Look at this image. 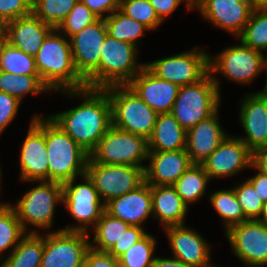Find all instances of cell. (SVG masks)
<instances>
[{
	"label": "cell",
	"mask_w": 267,
	"mask_h": 267,
	"mask_svg": "<svg viewBox=\"0 0 267 267\" xmlns=\"http://www.w3.org/2000/svg\"><path fill=\"white\" fill-rule=\"evenodd\" d=\"M85 100L76 108L50 116L59 127L89 154L112 125L111 103L102 88L65 90Z\"/></svg>",
	"instance_id": "6da1fadb"
},
{
	"label": "cell",
	"mask_w": 267,
	"mask_h": 267,
	"mask_svg": "<svg viewBox=\"0 0 267 267\" xmlns=\"http://www.w3.org/2000/svg\"><path fill=\"white\" fill-rule=\"evenodd\" d=\"M44 134L48 159V181L64 184L83 176L90 154L66 134L50 117L31 120Z\"/></svg>",
	"instance_id": "7a4b0ae2"
},
{
	"label": "cell",
	"mask_w": 267,
	"mask_h": 267,
	"mask_svg": "<svg viewBox=\"0 0 267 267\" xmlns=\"http://www.w3.org/2000/svg\"><path fill=\"white\" fill-rule=\"evenodd\" d=\"M56 32L57 29L49 32L35 56L41 81L49 91L60 88L62 91L78 90L87 87L85 80L75 68L70 41L61 36V32Z\"/></svg>",
	"instance_id": "3957f363"
},
{
	"label": "cell",
	"mask_w": 267,
	"mask_h": 267,
	"mask_svg": "<svg viewBox=\"0 0 267 267\" xmlns=\"http://www.w3.org/2000/svg\"><path fill=\"white\" fill-rule=\"evenodd\" d=\"M219 82L209 72L198 82L180 86L171 114L188 131L218 111Z\"/></svg>",
	"instance_id": "277c9868"
},
{
	"label": "cell",
	"mask_w": 267,
	"mask_h": 267,
	"mask_svg": "<svg viewBox=\"0 0 267 267\" xmlns=\"http://www.w3.org/2000/svg\"><path fill=\"white\" fill-rule=\"evenodd\" d=\"M104 89L111 103L112 125L148 140L158 114L128 84Z\"/></svg>",
	"instance_id": "5b68a950"
},
{
	"label": "cell",
	"mask_w": 267,
	"mask_h": 267,
	"mask_svg": "<svg viewBox=\"0 0 267 267\" xmlns=\"http://www.w3.org/2000/svg\"><path fill=\"white\" fill-rule=\"evenodd\" d=\"M148 152V140L145 137L111 125L90 153V158L100 164L145 167L141 162L148 158Z\"/></svg>",
	"instance_id": "8992f818"
},
{
	"label": "cell",
	"mask_w": 267,
	"mask_h": 267,
	"mask_svg": "<svg viewBox=\"0 0 267 267\" xmlns=\"http://www.w3.org/2000/svg\"><path fill=\"white\" fill-rule=\"evenodd\" d=\"M107 35L105 19L98 18L69 38L75 68L89 88H99V61Z\"/></svg>",
	"instance_id": "52a82bcc"
},
{
	"label": "cell",
	"mask_w": 267,
	"mask_h": 267,
	"mask_svg": "<svg viewBox=\"0 0 267 267\" xmlns=\"http://www.w3.org/2000/svg\"><path fill=\"white\" fill-rule=\"evenodd\" d=\"M136 46L107 35L99 61V88L127 85L144 67L136 64Z\"/></svg>",
	"instance_id": "ba28073f"
},
{
	"label": "cell",
	"mask_w": 267,
	"mask_h": 267,
	"mask_svg": "<svg viewBox=\"0 0 267 267\" xmlns=\"http://www.w3.org/2000/svg\"><path fill=\"white\" fill-rule=\"evenodd\" d=\"M144 168L132 165L100 164L89 157L85 174L106 204L111 199L142 185L145 182Z\"/></svg>",
	"instance_id": "9c48e42d"
},
{
	"label": "cell",
	"mask_w": 267,
	"mask_h": 267,
	"mask_svg": "<svg viewBox=\"0 0 267 267\" xmlns=\"http://www.w3.org/2000/svg\"><path fill=\"white\" fill-rule=\"evenodd\" d=\"M40 182V185L24 194L16 206L12 205L25 232L26 223L35 227L50 228L53 223L55 204L63 202L61 183Z\"/></svg>",
	"instance_id": "30bf717a"
},
{
	"label": "cell",
	"mask_w": 267,
	"mask_h": 267,
	"mask_svg": "<svg viewBox=\"0 0 267 267\" xmlns=\"http://www.w3.org/2000/svg\"><path fill=\"white\" fill-rule=\"evenodd\" d=\"M86 232L58 230L44 236L41 267H82L90 249Z\"/></svg>",
	"instance_id": "8fae6325"
},
{
	"label": "cell",
	"mask_w": 267,
	"mask_h": 267,
	"mask_svg": "<svg viewBox=\"0 0 267 267\" xmlns=\"http://www.w3.org/2000/svg\"><path fill=\"white\" fill-rule=\"evenodd\" d=\"M197 50L193 48L191 51L146 63L145 66L160 79L179 86L193 84L209 72V55Z\"/></svg>",
	"instance_id": "7c38bea8"
},
{
	"label": "cell",
	"mask_w": 267,
	"mask_h": 267,
	"mask_svg": "<svg viewBox=\"0 0 267 267\" xmlns=\"http://www.w3.org/2000/svg\"><path fill=\"white\" fill-rule=\"evenodd\" d=\"M82 177L85 183L74 185L75 179H72L62 184L65 208L81 226H71L70 228L67 226L62 230L88 233L86 226L91 223L95 226L105 211V204L101 203V198L92 181L86 174Z\"/></svg>",
	"instance_id": "4fadbf2b"
},
{
	"label": "cell",
	"mask_w": 267,
	"mask_h": 267,
	"mask_svg": "<svg viewBox=\"0 0 267 267\" xmlns=\"http://www.w3.org/2000/svg\"><path fill=\"white\" fill-rule=\"evenodd\" d=\"M263 56L262 52L241 42L226 48L216 58L209 56V73L219 71L232 81L249 83L263 70Z\"/></svg>",
	"instance_id": "5bb4252c"
},
{
	"label": "cell",
	"mask_w": 267,
	"mask_h": 267,
	"mask_svg": "<svg viewBox=\"0 0 267 267\" xmlns=\"http://www.w3.org/2000/svg\"><path fill=\"white\" fill-rule=\"evenodd\" d=\"M226 236L235 254L251 267L267 264V224L248 220L230 227Z\"/></svg>",
	"instance_id": "9a60e30c"
},
{
	"label": "cell",
	"mask_w": 267,
	"mask_h": 267,
	"mask_svg": "<svg viewBox=\"0 0 267 267\" xmlns=\"http://www.w3.org/2000/svg\"><path fill=\"white\" fill-rule=\"evenodd\" d=\"M253 164V153L239 138L227 136L218 148L202 163L210 180L232 176Z\"/></svg>",
	"instance_id": "2e32d148"
},
{
	"label": "cell",
	"mask_w": 267,
	"mask_h": 267,
	"mask_svg": "<svg viewBox=\"0 0 267 267\" xmlns=\"http://www.w3.org/2000/svg\"><path fill=\"white\" fill-rule=\"evenodd\" d=\"M196 7L215 26L239 36L253 12L249 0H199Z\"/></svg>",
	"instance_id": "e0dca14e"
},
{
	"label": "cell",
	"mask_w": 267,
	"mask_h": 267,
	"mask_svg": "<svg viewBox=\"0 0 267 267\" xmlns=\"http://www.w3.org/2000/svg\"><path fill=\"white\" fill-rule=\"evenodd\" d=\"M157 114L171 113L180 86L154 75L146 66L128 83Z\"/></svg>",
	"instance_id": "ac0fdd59"
},
{
	"label": "cell",
	"mask_w": 267,
	"mask_h": 267,
	"mask_svg": "<svg viewBox=\"0 0 267 267\" xmlns=\"http://www.w3.org/2000/svg\"><path fill=\"white\" fill-rule=\"evenodd\" d=\"M240 121L247 137H239L254 154L267 148V92L245 96L240 110Z\"/></svg>",
	"instance_id": "d6986e66"
},
{
	"label": "cell",
	"mask_w": 267,
	"mask_h": 267,
	"mask_svg": "<svg viewBox=\"0 0 267 267\" xmlns=\"http://www.w3.org/2000/svg\"><path fill=\"white\" fill-rule=\"evenodd\" d=\"M150 164L145 166V182L149 185H174L179 177L193 165L185 149L149 151Z\"/></svg>",
	"instance_id": "ffe728a7"
},
{
	"label": "cell",
	"mask_w": 267,
	"mask_h": 267,
	"mask_svg": "<svg viewBox=\"0 0 267 267\" xmlns=\"http://www.w3.org/2000/svg\"><path fill=\"white\" fill-rule=\"evenodd\" d=\"M105 211L130 226L142 227L146 218L153 215L151 185L144 182L135 190L111 199L105 204Z\"/></svg>",
	"instance_id": "44dd1931"
},
{
	"label": "cell",
	"mask_w": 267,
	"mask_h": 267,
	"mask_svg": "<svg viewBox=\"0 0 267 267\" xmlns=\"http://www.w3.org/2000/svg\"><path fill=\"white\" fill-rule=\"evenodd\" d=\"M174 258L192 267H208L210 249L197 232L184 225L165 228Z\"/></svg>",
	"instance_id": "7402d4cb"
},
{
	"label": "cell",
	"mask_w": 267,
	"mask_h": 267,
	"mask_svg": "<svg viewBox=\"0 0 267 267\" xmlns=\"http://www.w3.org/2000/svg\"><path fill=\"white\" fill-rule=\"evenodd\" d=\"M218 118L216 111L187 131L185 150L193 164H202L227 137Z\"/></svg>",
	"instance_id": "603a6c76"
},
{
	"label": "cell",
	"mask_w": 267,
	"mask_h": 267,
	"mask_svg": "<svg viewBox=\"0 0 267 267\" xmlns=\"http://www.w3.org/2000/svg\"><path fill=\"white\" fill-rule=\"evenodd\" d=\"M24 181H48V159L45 134L31 121L20 155Z\"/></svg>",
	"instance_id": "cb8c5ba5"
},
{
	"label": "cell",
	"mask_w": 267,
	"mask_h": 267,
	"mask_svg": "<svg viewBox=\"0 0 267 267\" xmlns=\"http://www.w3.org/2000/svg\"><path fill=\"white\" fill-rule=\"evenodd\" d=\"M52 29L50 25L31 13L6 23L5 40L24 53L35 57Z\"/></svg>",
	"instance_id": "d4e9b609"
},
{
	"label": "cell",
	"mask_w": 267,
	"mask_h": 267,
	"mask_svg": "<svg viewBox=\"0 0 267 267\" xmlns=\"http://www.w3.org/2000/svg\"><path fill=\"white\" fill-rule=\"evenodd\" d=\"M153 216L160 219L163 226L184 225L188 206L172 185H151Z\"/></svg>",
	"instance_id": "484cf974"
},
{
	"label": "cell",
	"mask_w": 267,
	"mask_h": 267,
	"mask_svg": "<svg viewBox=\"0 0 267 267\" xmlns=\"http://www.w3.org/2000/svg\"><path fill=\"white\" fill-rule=\"evenodd\" d=\"M187 131L171 113L158 114L148 139L149 151H170L186 148Z\"/></svg>",
	"instance_id": "4316f807"
},
{
	"label": "cell",
	"mask_w": 267,
	"mask_h": 267,
	"mask_svg": "<svg viewBox=\"0 0 267 267\" xmlns=\"http://www.w3.org/2000/svg\"><path fill=\"white\" fill-rule=\"evenodd\" d=\"M44 235L27 232L0 267H41Z\"/></svg>",
	"instance_id": "83f0119b"
},
{
	"label": "cell",
	"mask_w": 267,
	"mask_h": 267,
	"mask_svg": "<svg viewBox=\"0 0 267 267\" xmlns=\"http://www.w3.org/2000/svg\"><path fill=\"white\" fill-rule=\"evenodd\" d=\"M209 180V175L205 172L202 164H193L179 177L173 186L177 194L188 206V203L197 201L202 195H205L206 185Z\"/></svg>",
	"instance_id": "f1b7e54d"
},
{
	"label": "cell",
	"mask_w": 267,
	"mask_h": 267,
	"mask_svg": "<svg viewBox=\"0 0 267 267\" xmlns=\"http://www.w3.org/2000/svg\"><path fill=\"white\" fill-rule=\"evenodd\" d=\"M129 227L128 223L104 211L101 218L95 224L93 242L96 244V247L95 245H90V248L99 252H108Z\"/></svg>",
	"instance_id": "f546056e"
},
{
	"label": "cell",
	"mask_w": 267,
	"mask_h": 267,
	"mask_svg": "<svg viewBox=\"0 0 267 267\" xmlns=\"http://www.w3.org/2000/svg\"><path fill=\"white\" fill-rule=\"evenodd\" d=\"M0 70L17 75H39L35 57L24 53L5 39L0 40Z\"/></svg>",
	"instance_id": "4dcf8cb0"
},
{
	"label": "cell",
	"mask_w": 267,
	"mask_h": 267,
	"mask_svg": "<svg viewBox=\"0 0 267 267\" xmlns=\"http://www.w3.org/2000/svg\"><path fill=\"white\" fill-rule=\"evenodd\" d=\"M49 91L39 75H17L0 70V92L16 97L20 102L26 93Z\"/></svg>",
	"instance_id": "1f68e13d"
},
{
	"label": "cell",
	"mask_w": 267,
	"mask_h": 267,
	"mask_svg": "<svg viewBox=\"0 0 267 267\" xmlns=\"http://www.w3.org/2000/svg\"><path fill=\"white\" fill-rule=\"evenodd\" d=\"M104 19L109 36L122 42H129L135 46H137L138 37L143 36L144 31L148 30L146 26L127 17L120 10L111 15H106Z\"/></svg>",
	"instance_id": "d6a6232c"
},
{
	"label": "cell",
	"mask_w": 267,
	"mask_h": 267,
	"mask_svg": "<svg viewBox=\"0 0 267 267\" xmlns=\"http://www.w3.org/2000/svg\"><path fill=\"white\" fill-rule=\"evenodd\" d=\"M210 202L225 222L226 231L237 224L248 221L238 202L234 189L216 191Z\"/></svg>",
	"instance_id": "836d02e7"
},
{
	"label": "cell",
	"mask_w": 267,
	"mask_h": 267,
	"mask_svg": "<svg viewBox=\"0 0 267 267\" xmlns=\"http://www.w3.org/2000/svg\"><path fill=\"white\" fill-rule=\"evenodd\" d=\"M79 0H32V13L57 29Z\"/></svg>",
	"instance_id": "e575fe53"
},
{
	"label": "cell",
	"mask_w": 267,
	"mask_h": 267,
	"mask_svg": "<svg viewBox=\"0 0 267 267\" xmlns=\"http://www.w3.org/2000/svg\"><path fill=\"white\" fill-rule=\"evenodd\" d=\"M239 37L244 45L267 52V9H254Z\"/></svg>",
	"instance_id": "d590c367"
},
{
	"label": "cell",
	"mask_w": 267,
	"mask_h": 267,
	"mask_svg": "<svg viewBox=\"0 0 267 267\" xmlns=\"http://www.w3.org/2000/svg\"><path fill=\"white\" fill-rule=\"evenodd\" d=\"M25 234L12 205L0 204V254L7 248H15Z\"/></svg>",
	"instance_id": "8d00e7d4"
},
{
	"label": "cell",
	"mask_w": 267,
	"mask_h": 267,
	"mask_svg": "<svg viewBox=\"0 0 267 267\" xmlns=\"http://www.w3.org/2000/svg\"><path fill=\"white\" fill-rule=\"evenodd\" d=\"M155 244V238L146 234L118 258L120 267H152Z\"/></svg>",
	"instance_id": "74e56055"
},
{
	"label": "cell",
	"mask_w": 267,
	"mask_h": 267,
	"mask_svg": "<svg viewBox=\"0 0 267 267\" xmlns=\"http://www.w3.org/2000/svg\"><path fill=\"white\" fill-rule=\"evenodd\" d=\"M119 10L149 30L155 29L162 22L149 0H122Z\"/></svg>",
	"instance_id": "f35d334b"
},
{
	"label": "cell",
	"mask_w": 267,
	"mask_h": 267,
	"mask_svg": "<svg viewBox=\"0 0 267 267\" xmlns=\"http://www.w3.org/2000/svg\"><path fill=\"white\" fill-rule=\"evenodd\" d=\"M97 19L91 10L79 0L57 30L62 34L64 33L65 37L70 38Z\"/></svg>",
	"instance_id": "ab89813d"
},
{
	"label": "cell",
	"mask_w": 267,
	"mask_h": 267,
	"mask_svg": "<svg viewBox=\"0 0 267 267\" xmlns=\"http://www.w3.org/2000/svg\"><path fill=\"white\" fill-rule=\"evenodd\" d=\"M238 202L242 207L245 217L248 220H260L263 212L264 203L260 200L257 191L247 180L234 188Z\"/></svg>",
	"instance_id": "60d3db41"
},
{
	"label": "cell",
	"mask_w": 267,
	"mask_h": 267,
	"mask_svg": "<svg viewBox=\"0 0 267 267\" xmlns=\"http://www.w3.org/2000/svg\"><path fill=\"white\" fill-rule=\"evenodd\" d=\"M31 13L32 0H0V18L5 24Z\"/></svg>",
	"instance_id": "b9f144b4"
},
{
	"label": "cell",
	"mask_w": 267,
	"mask_h": 267,
	"mask_svg": "<svg viewBox=\"0 0 267 267\" xmlns=\"http://www.w3.org/2000/svg\"><path fill=\"white\" fill-rule=\"evenodd\" d=\"M146 234L147 232H144L142 227L130 226L108 253L118 259Z\"/></svg>",
	"instance_id": "7bdbcfd3"
},
{
	"label": "cell",
	"mask_w": 267,
	"mask_h": 267,
	"mask_svg": "<svg viewBox=\"0 0 267 267\" xmlns=\"http://www.w3.org/2000/svg\"><path fill=\"white\" fill-rule=\"evenodd\" d=\"M20 101L5 92H0V135L18 112Z\"/></svg>",
	"instance_id": "ee69618b"
},
{
	"label": "cell",
	"mask_w": 267,
	"mask_h": 267,
	"mask_svg": "<svg viewBox=\"0 0 267 267\" xmlns=\"http://www.w3.org/2000/svg\"><path fill=\"white\" fill-rule=\"evenodd\" d=\"M82 267H120L118 259L108 252H99L90 248Z\"/></svg>",
	"instance_id": "f6af8a7d"
},
{
	"label": "cell",
	"mask_w": 267,
	"mask_h": 267,
	"mask_svg": "<svg viewBox=\"0 0 267 267\" xmlns=\"http://www.w3.org/2000/svg\"><path fill=\"white\" fill-rule=\"evenodd\" d=\"M84 3L91 12L97 18H105L103 14L104 12H109L110 15L120 8L119 0H80ZM112 12V13H111Z\"/></svg>",
	"instance_id": "bcb514c9"
},
{
	"label": "cell",
	"mask_w": 267,
	"mask_h": 267,
	"mask_svg": "<svg viewBox=\"0 0 267 267\" xmlns=\"http://www.w3.org/2000/svg\"><path fill=\"white\" fill-rule=\"evenodd\" d=\"M181 1L182 0H149L162 21L164 17L171 14L178 7Z\"/></svg>",
	"instance_id": "7dc6e473"
},
{
	"label": "cell",
	"mask_w": 267,
	"mask_h": 267,
	"mask_svg": "<svg viewBox=\"0 0 267 267\" xmlns=\"http://www.w3.org/2000/svg\"><path fill=\"white\" fill-rule=\"evenodd\" d=\"M252 166L259 172L256 176L248 178V181L253 185L255 191H257L260 200L265 203L267 202V174L259 170L254 164Z\"/></svg>",
	"instance_id": "c3c4849f"
},
{
	"label": "cell",
	"mask_w": 267,
	"mask_h": 267,
	"mask_svg": "<svg viewBox=\"0 0 267 267\" xmlns=\"http://www.w3.org/2000/svg\"><path fill=\"white\" fill-rule=\"evenodd\" d=\"M253 164L267 174V148L260 149L253 154Z\"/></svg>",
	"instance_id": "681fc988"
},
{
	"label": "cell",
	"mask_w": 267,
	"mask_h": 267,
	"mask_svg": "<svg viewBox=\"0 0 267 267\" xmlns=\"http://www.w3.org/2000/svg\"><path fill=\"white\" fill-rule=\"evenodd\" d=\"M152 267H192L187 265L176 258H155Z\"/></svg>",
	"instance_id": "f907efd6"
},
{
	"label": "cell",
	"mask_w": 267,
	"mask_h": 267,
	"mask_svg": "<svg viewBox=\"0 0 267 267\" xmlns=\"http://www.w3.org/2000/svg\"><path fill=\"white\" fill-rule=\"evenodd\" d=\"M253 9H267V0H249Z\"/></svg>",
	"instance_id": "816d5d0a"
},
{
	"label": "cell",
	"mask_w": 267,
	"mask_h": 267,
	"mask_svg": "<svg viewBox=\"0 0 267 267\" xmlns=\"http://www.w3.org/2000/svg\"><path fill=\"white\" fill-rule=\"evenodd\" d=\"M6 24L0 18V40L5 39Z\"/></svg>",
	"instance_id": "f5cc1de1"
},
{
	"label": "cell",
	"mask_w": 267,
	"mask_h": 267,
	"mask_svg": "<svg viewBox=\"0 0 267 267\" xmlns=\"http://www.w3.org/2000/svg\"><path fill=\"white\" fill-rule=\"evenodd\" d=\"M260 221L267 224V202L264 203L262 217H260Z\"/></svg>",
	"instance_id": "db71d44e"
},
{
	"label": "cell",
	"mask_w": 267,
	"mask_h": 267,
	"mask_svg": "<svg viewBox=\"0 0 267 267\" xmlns=\"http://www.w3.org/2000/svg\"><path fill=\"white\" fill-rule=\"evenodd\" d=\"M263 69L266 70V85L264 87L263 92H267V55L266 56L265 55L263 56Z\"/></svg>",
	"instance_id": "11a10c76"
},
{
	"label": "cell",
	"mask_w": 267,
	"mask_h": 267,
	"mask_svg": "<svg viewBox=\"0 0 267 267\" xmlns=\"http://www.w3.org/2000/svg\"><path fill=\"white\" fill-rule=\"evenodd\" d=\"M188 2L187 8H192L199 0H186Z\"/></svg>",
	"instance_id": "9f6ffc18"
}]
</instances>
